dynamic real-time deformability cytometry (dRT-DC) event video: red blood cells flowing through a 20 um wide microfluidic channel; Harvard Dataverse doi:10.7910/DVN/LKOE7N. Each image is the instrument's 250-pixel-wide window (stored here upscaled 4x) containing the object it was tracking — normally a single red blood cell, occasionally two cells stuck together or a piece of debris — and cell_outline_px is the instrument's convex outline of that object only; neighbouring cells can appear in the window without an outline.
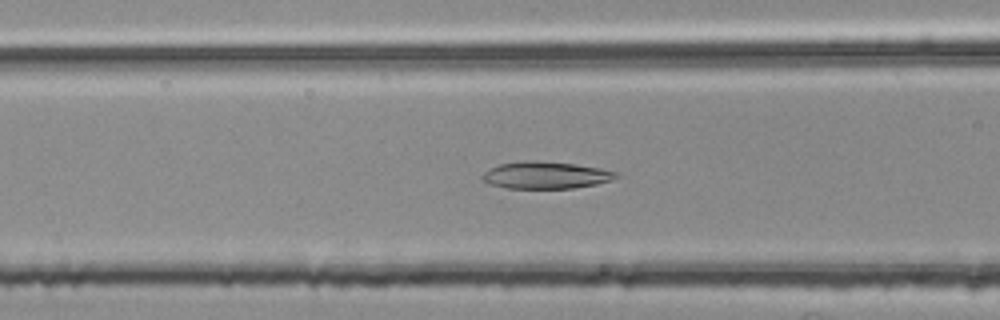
{"species": "common noctule bat (a hibernating species)", "species_latin": "Nyctalus noctula", "temperature_condition": "room temperature", "stored_images_in_passage": 39, "camera_frame_rate_fps": 3000, "um_per_image_px": 0.085, "animal": {"sex": "female", "body_mass_g": 25.1}, "frame": {"image": 1, "passage_image": 7, "time_ms": 2.0, "image_size_px": [1000, 320], "cell_outline_px": [[620, 176], [612, 180], [596, 184], [572, 188], [508, 188], [492, 184], [484, 180], [480, 176], [488, 168], [500, 164], [524, 160], [528, 160], [572, 164], [600, 168], [620, 172]], "centroid_in_image_um": [46.41, 14.88], "position_along_channel_um": 120.2, "area_um2": 20.98}}
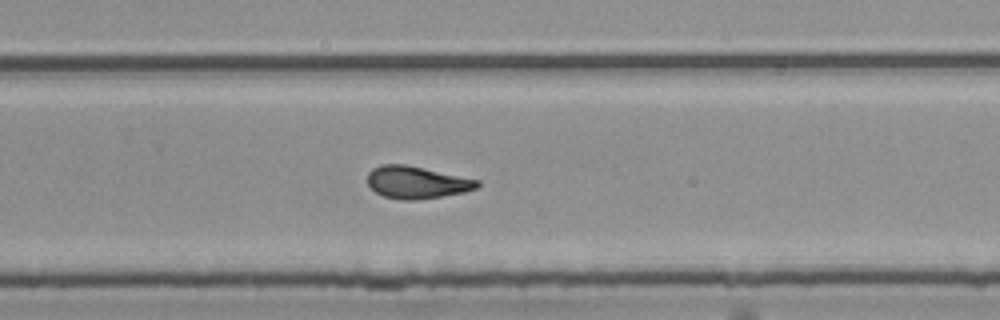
{"frame": {"image": 2, "passage_image": 21, "time_ms": 6.667, "image_size_px": [1000, 320], "cell_outline_px": [[480, 184], [476, 188], [464, 192], [416, 200], [400, 200], [384, 196], [376, 192], [368, 184], [368, 172], [372, 168], [380, 164], [404, 164], [480, 180]], "centroid_in_image_um": [35.4, 15.5], "position_along_channel_um": 294.4, "area_um2": 20.52}}
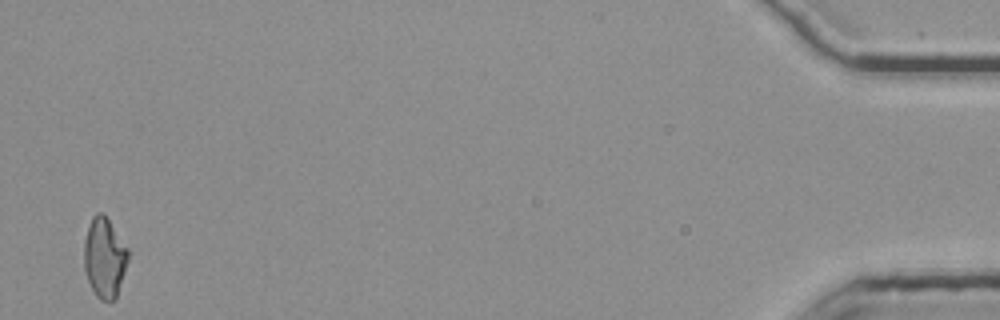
{"frame": {"image": 3, "passage_image": 39, "time_ms": 12.667, "image_size_px": [1000, 320], "cell_outline_px": [[128, 260], [116, 300], [108, 304], [100, 300], [96, 296], [84, 272], [84, 240], [92, 216], [96, 212], [100, 212], [108, 220], [128, 248]], "centroid_in_image_um": [8.88, 21.97], "position_along_channel_um": 426.3, "area_um2": 20.63}, "authors_computed_cell_mechanics": {"area_um2": 20.4612, "velocity_mm_per_s": 3.7463, "shape_relaxation_time_tau1_ms": null, "shape_relaxation_time_tau2_ms": 3.463, "deformation_change_tau1": null, "deformation_change_tau2": 0.1083}}